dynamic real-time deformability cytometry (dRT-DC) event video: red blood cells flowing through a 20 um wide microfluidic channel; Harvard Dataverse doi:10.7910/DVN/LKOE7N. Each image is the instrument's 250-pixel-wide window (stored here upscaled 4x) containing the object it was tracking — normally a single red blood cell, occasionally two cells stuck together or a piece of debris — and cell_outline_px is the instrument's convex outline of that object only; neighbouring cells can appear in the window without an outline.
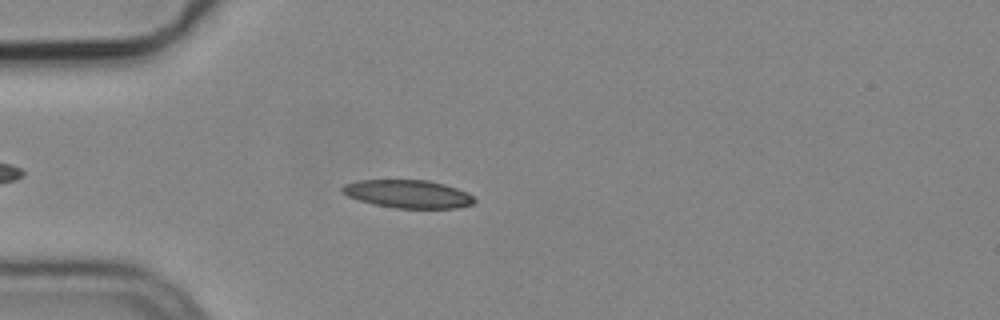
{"species": "common noctule bat (a hibernating species)", "species_latin": "Nyctalus noctula", "temperature_condition": "cold", "stored_images_in_passage": 5, "camera_frame_rate_fps": 3000, "um_per_image_px": 0.085, "animal": {"sex": "male", "body_mass_g": 19.2, "forearm_length_mm": 51.8}, "frame": {"image": 1, "passage_image": 5, "time_ms": 1.333, "image_size_px": [1000, 320], "cell_outline_px": [[476, 200], [472, 204], [456, 208], [396, 208], [372, 204], [348, 196], [340, 188], [344, 184], [360, 180], [428, 180], [444, 184], [468, 192], [476, 196]], "centroid_in_image_um": [34.72, 16.49], "position_along_channel_um": 50.3, "area_um2": 21.62}}